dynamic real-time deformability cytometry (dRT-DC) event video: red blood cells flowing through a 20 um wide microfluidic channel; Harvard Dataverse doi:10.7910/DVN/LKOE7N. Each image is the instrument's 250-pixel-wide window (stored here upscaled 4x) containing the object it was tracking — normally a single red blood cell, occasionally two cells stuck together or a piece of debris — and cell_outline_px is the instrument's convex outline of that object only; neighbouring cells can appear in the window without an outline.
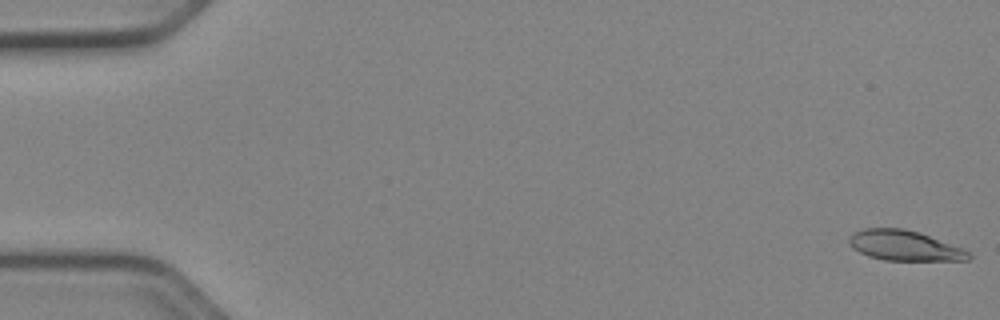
{"species": "Egyptian fruit bat (a non-hibernating species)", "species_latin": "Rousettus aegyptiacus", "temperature_condition": "cold", "stored_images_in_passage": 14, "camera_frame_rate_fps": 3000, "um_per_image_px": 0.085, "animal": {"sex": "female"}, "frame": {"image": 1, "passage_image": 1, "time_ms": 0.0, "image_size_px": [1000, 320], "cell_outline_px": [[972, 256], [968, 260], [884, 260], [868, 256], [852, 248], [848, 244], [848, 240], [856, 232], [864, 228], [900, 228], [920, 232], [964, 248]], "centroid_in_image_um": [76.89, 20.87], "position_along_channel_um": 8.1, "area_um2": 20.98}}